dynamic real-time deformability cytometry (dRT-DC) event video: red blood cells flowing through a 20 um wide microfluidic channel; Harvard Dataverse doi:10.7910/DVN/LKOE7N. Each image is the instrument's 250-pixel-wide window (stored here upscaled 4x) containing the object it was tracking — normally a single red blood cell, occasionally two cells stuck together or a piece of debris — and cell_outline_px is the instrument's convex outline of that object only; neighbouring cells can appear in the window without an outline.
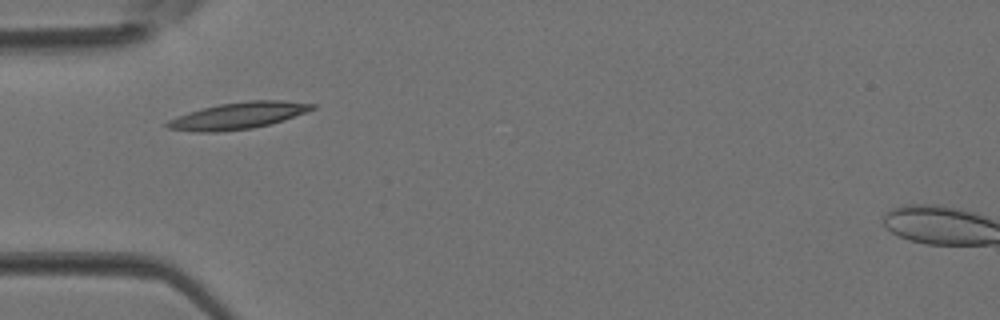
{"species": "Egyptian fruit bat (a non-hibernating species)", "species_latin": "Rousettus aegyptiacus", "temperature_condition": "room temperature", "stored_images_in_passage": 1, "camera_frame_rate_fps": 3000, "um_per_image_px": 0.085, "animal": {"sex": "female"}, "frame": {"image": 1, "passage_image": 1, "time_ms": 0.0, "image_size_px": [1000, 320], "cell_outline_px": [[316, 108], [308, 112], [272, 124], [252, 128], [220, 132], [196, 132], [168, 128], [164, 124], [168, 120], [176, 116], [188, 112], [220, 104], [248, 100], [284, 100], [316, 104]], "centroid_in_image_um": [20.28, 9.83], "position_along_channel_um": 64.7, "area_um2": 22.72}}